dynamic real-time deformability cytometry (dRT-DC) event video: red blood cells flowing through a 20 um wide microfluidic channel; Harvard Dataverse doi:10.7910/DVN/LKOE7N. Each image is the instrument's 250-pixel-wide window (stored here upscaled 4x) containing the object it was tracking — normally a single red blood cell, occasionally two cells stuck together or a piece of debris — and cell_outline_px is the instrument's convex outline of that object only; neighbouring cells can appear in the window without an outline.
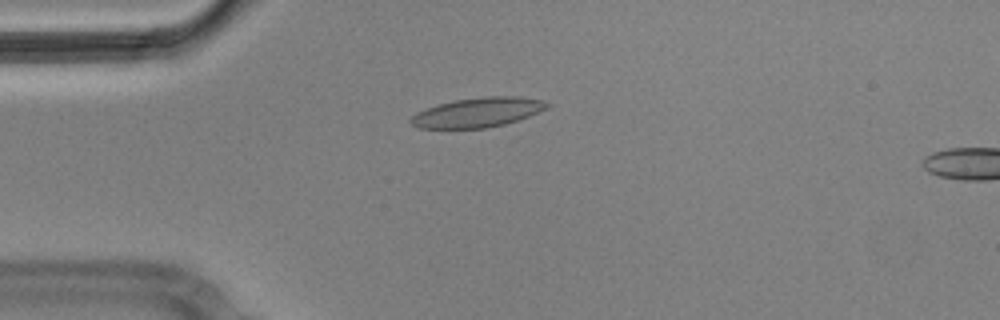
{"species": "Egyptian fruit bat (a non-hibernating species)", "species_latin": "Rousettus aegyptiacus", "temperature_condition": "cold", "stored_images_in_passage": 4, "camera_frame_rate_fps": 3000, "um_per_image_px": 0.085, "animal": {"sex": "male"}, "frame": {"image": 1, "passage_image": 3, "time_ms": 0.667, "image_size_px": [1000, 320], "cell_outline_px": [[552, 104], [548, 108], [528, 116], [504, 124], [484, 128], [420, 128], [412, 124], [408, 120], [416, 112], [440, 104], [456, 100], [484, 96], [516, 96], [544, 100]], "centroid_in_image_um": [40.63, 9.54], "position_along_channel_um": 44.4, "area_um2": 23.29}}